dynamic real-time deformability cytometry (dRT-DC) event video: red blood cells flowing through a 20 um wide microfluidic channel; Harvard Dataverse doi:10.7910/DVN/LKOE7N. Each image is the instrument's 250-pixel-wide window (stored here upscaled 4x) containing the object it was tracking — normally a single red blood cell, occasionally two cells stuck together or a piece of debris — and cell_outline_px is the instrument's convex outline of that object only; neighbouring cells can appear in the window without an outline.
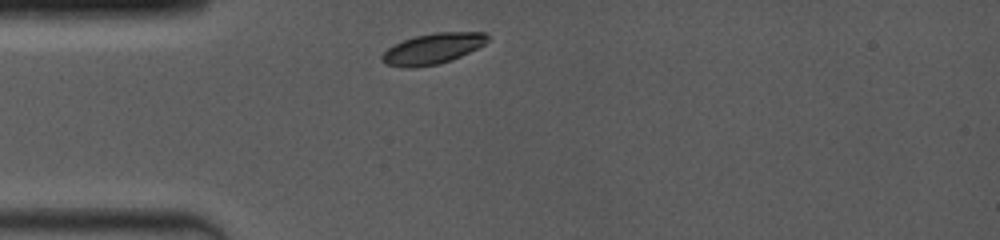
{"species": "common noctule bat (a hibernating species)", "species_latin": "Nyctalus noctula", "temperature_condition": "room temperature", "stored_images_in_passage": 4, "camera_frame_rate_fps": 4000, "um_per_image_px": 0.085, "animal": {"sex": "female", "body_mass_g": 19.0, "forearm_length_mm": 53.3}, "frame": {"image": 1, "passage_image": 1, "time_ms": 0.0, "image_size_px": [1000, 240], "cell_outline_px": [[488, 40], [484, 44], [452, 60], [436, 64], [412, 68], [404, 68], [384, 64], [380, 60], [380, 56], [392, 44], [416, 36], [436, 32], [484, 32], [488, 36]], "centroid_in_image_um": [36.72, 4.14], "position_along_channel_um": 48.3, "area_um2": 18.84}}
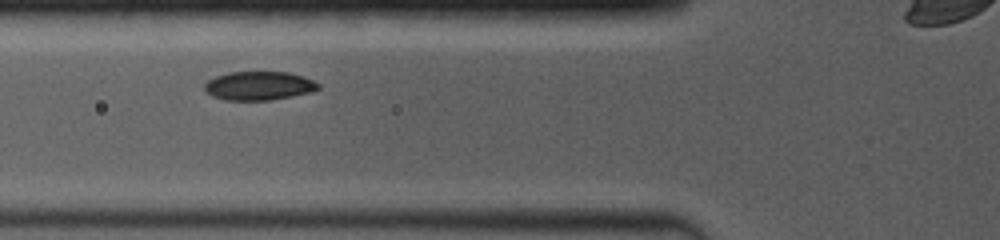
{"frame": {"image": 2, "passage_image": 3, "time_ms": 1.75, "image_size_px": [1000, 240], "cell_outline_px": [[320, 88], [312, 92], [292, 96], [268, 100], [224, 100], [212, 96], [204, 92], [204, 84], [208, 80], [216, 76], [228, 72], [288, 72], [312, 80], [320, 84]], "centroid_in_image_um": [21.97, 7.29], "position_along_channel_um": 103.8, "area_um2": 19.07}}